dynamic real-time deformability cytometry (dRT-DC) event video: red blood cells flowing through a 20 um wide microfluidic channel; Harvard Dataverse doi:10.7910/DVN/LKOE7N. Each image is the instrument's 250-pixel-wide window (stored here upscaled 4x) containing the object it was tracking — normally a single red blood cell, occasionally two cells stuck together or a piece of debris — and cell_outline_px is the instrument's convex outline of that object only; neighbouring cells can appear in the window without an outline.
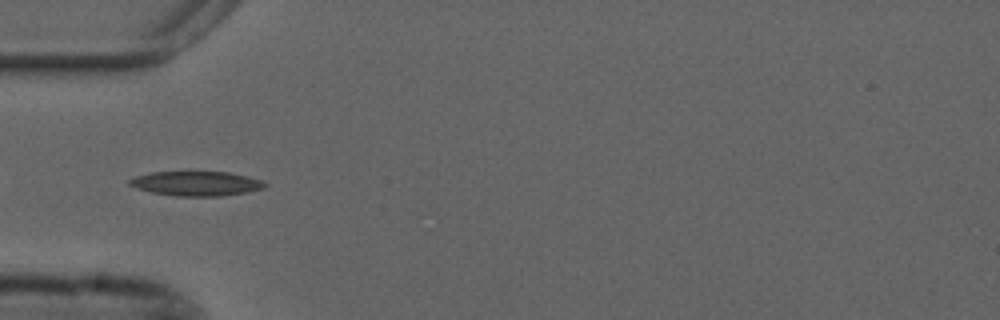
{"species": "common noctule bat (a hibernating species)", "species_latin": "Nyctalus noctula", "temperature_condition": "cold", "stored_images_in_passage": 36, "camera_frame_rate_fps": 3000, "um_per_image_px": 0.085, "animal": {"sex": "male", "forearm_length_mm": 52.5}, "frame": {"image": 1, "passage_image": 2, "time_ms": 0.333, "image_size_px": [1000, 320], "cell_outline_px": [[268, 184], [264, 188], [248, 192], [220, 196], [176, 196], [152, 192], [136, 188], [128, 184], [128, 180], [136, 176], [152, 172], [228, 172], [248, 176], [264, 180]], "centroid_in_image_um": [16.72, 15.6], "position_along_channel_um": 68.3, "area_um2": 19.42}}
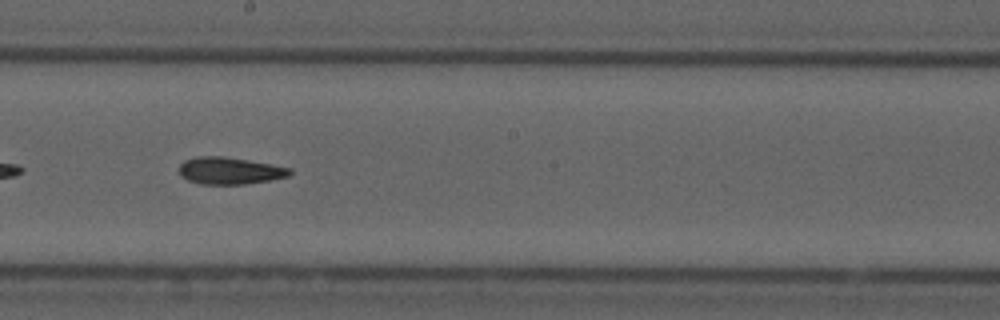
{"frame": {"image": 2, "passage_image": 15, "time_ms": 4.667, "image_size_px": [1000, 320], "cell_outline_px": [[292, 172], [288, 176], [272, 180], [244, 184], [200, 184], [188, 180], [180, 176], [180, 164], [184, 160], [196, 156], [224, 156], [248, 160], [292, 168]], "centroid_in_image_um": [19.52, 14.51], "position_along_channel_um": 228.7, "area_um2": 17.51}}
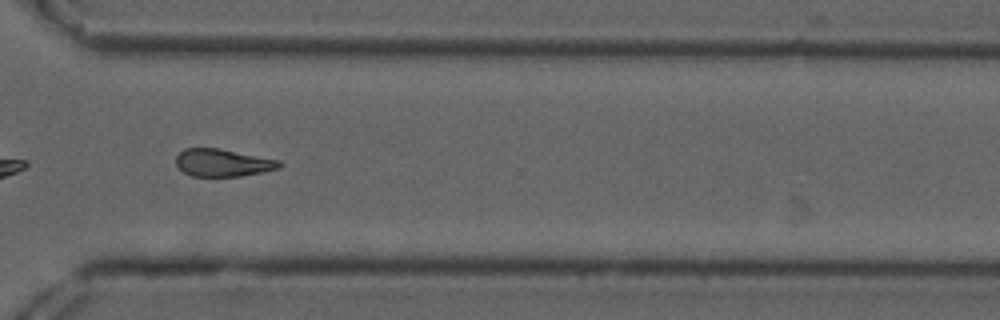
{"frame": {"image": 3, "passage_image": 25, "time_ms": 8.0, "image_size_px": [1000, 320], "cell_outline_px": [[284, 164], [280, 168], [240, 176], [192, 176], [184, 172], [176, 164], [176, 156], [184, 148], [220, 148], [280, 160]], "centroid_in_image_um": [18.95, 13.82], "position_along_channel_um": 351.6, "area_um2": 16.59}}